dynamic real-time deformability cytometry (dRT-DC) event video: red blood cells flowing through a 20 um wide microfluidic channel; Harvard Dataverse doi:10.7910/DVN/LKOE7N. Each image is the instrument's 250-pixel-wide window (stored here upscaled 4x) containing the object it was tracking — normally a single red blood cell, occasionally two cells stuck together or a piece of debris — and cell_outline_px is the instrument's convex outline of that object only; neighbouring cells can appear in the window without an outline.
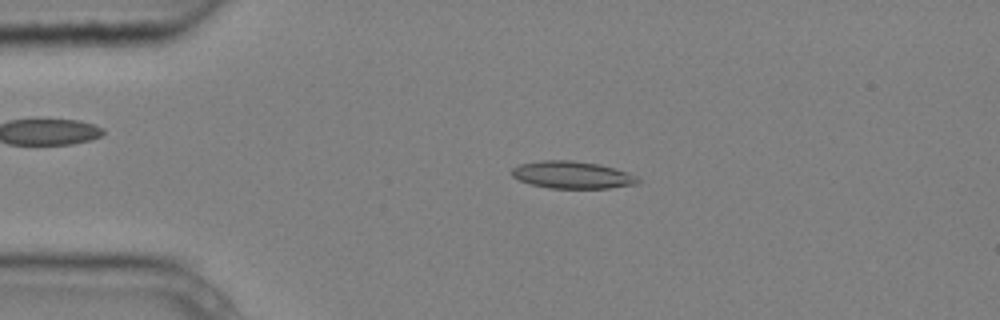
{"species": "common noctule bat (a hibernating species)", "species_latin": "Nyctalus noctula", "temperature_condition": "cold", "stored_images_in_passage": 5, "camera_frame_rate_fps": 3000, "um_per_image_px": 0.085, "animal": {"sex": "male", "body_mass_g": 20.4}, "frame": {"image": 1, "passage_image": 4, "time_ms": 1.0, "image_size_px": [1000, 320], "cell_outline_px": [[640, 184], [608, 188], [548, 188], [532, 184], [520, 180], [512, 176], [512, 168], [520, 164], [540, 160], [572, 160], [600, 164], [628, 172], [636, 176], [640, 180]], "centroid_in_image_um": [48.67, 14.86], "position_along_channel_um": 36.3, "area_um2": 20.11}}